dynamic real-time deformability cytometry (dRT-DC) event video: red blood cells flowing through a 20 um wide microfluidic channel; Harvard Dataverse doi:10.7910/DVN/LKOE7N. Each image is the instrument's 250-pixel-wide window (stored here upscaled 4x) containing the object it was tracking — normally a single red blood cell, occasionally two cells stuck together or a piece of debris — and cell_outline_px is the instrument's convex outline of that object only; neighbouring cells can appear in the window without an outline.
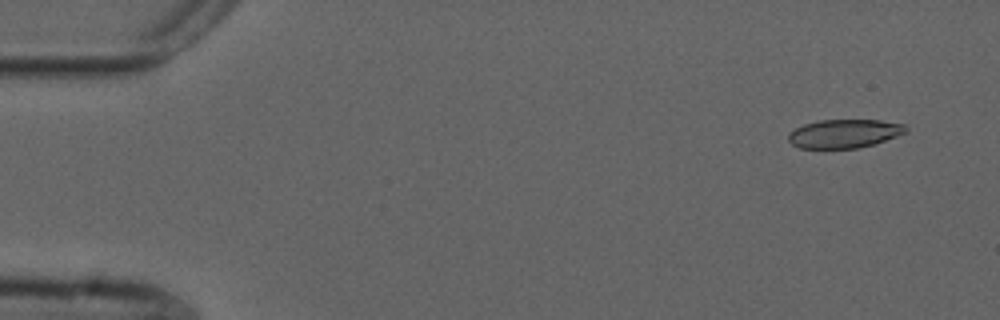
{"species": "common noctule bat (a hibernating species)", "species_latin": "Nyctalus noctula", "temperature_condition": "cold", "stored_images_in_passage": 3, "camera_frame_rate_fps": 3000, "um_per_image_px": 0.085, "animal": {"sex": "male", "forearm_length_mm": 52.5}, "frame": {"image": 1, "passage_image": 1, "time_ms": 0.0, "image_size_px": [1000, 320], "cell_outline_px": [[908, 132], [872, 144], [856, 148], [800, 148], [792, 144], [788, 140], [788, 136], [796, 128], [804, 124], [820, 120], [880, 120], [904, 124], [908, 128]], "centroid_in_image_um": [71.78, 11.35], "position_along_channel_um": 13.2, "area_um2": 19.36}}